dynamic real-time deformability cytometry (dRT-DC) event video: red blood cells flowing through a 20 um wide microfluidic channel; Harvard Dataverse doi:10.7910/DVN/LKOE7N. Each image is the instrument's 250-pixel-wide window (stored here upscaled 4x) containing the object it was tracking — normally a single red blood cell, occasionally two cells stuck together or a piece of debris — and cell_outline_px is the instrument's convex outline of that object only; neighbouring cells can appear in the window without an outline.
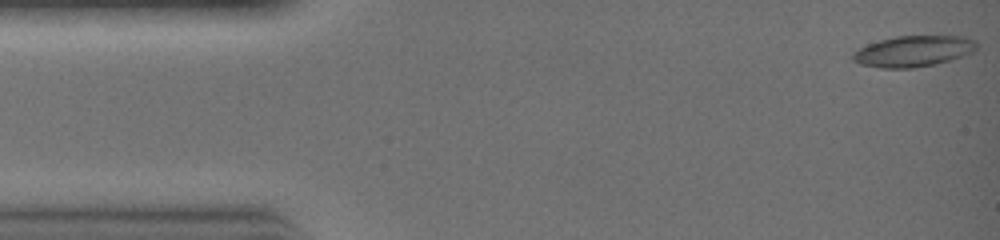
{"species": "common noctule bat (a hibernating species)", "species_latin": "Nyctalus noctula", "temperature_condition": "warm", "stored_images_in_passage": 31, "camera_frame_rate_fps": 3000, "um_per_image_px": 0.085, "animal": {"sex": "female", "body_mass_g": 19.0, "forearm_length_mm": 51.5}, "frame": {"image": 1, "passage_image": 1, "time_ms": 0.0, "image_size_px": [1000, 240], "cell_outline_px": [[976, 48], [972, 52], [948, 60], [932, 64], [912, 68], [884, 68], [860, 64], [852, 60], [852, 56], [860, 48], [868, 44], [880, 40], [896, 36], [964, 36], [972, 40], [976, 44]], "centroid_in_image_um": [77.61, 4.35], "position_along_channel_um": 7.4, "area_um2": 21.85}}
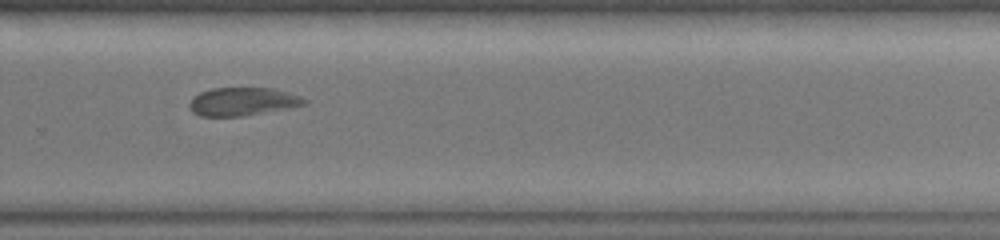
{"frame": {"image": 2, "passage_image": 21, "time_ms": 6.667, "image_size_px": [1000, 240], "cell_outline_px": [[308, 104], [292, 108], [244, 116], [200, 116], [192, 112], [188, 104], [200, 92], [212, 88], [272, 88], [288, 92], [300, 96], [308, 100]], "centroid_in_image_um": [20.68, 8.64], "position_along_channel_um": 309.1, "area_um2": 19.02}}
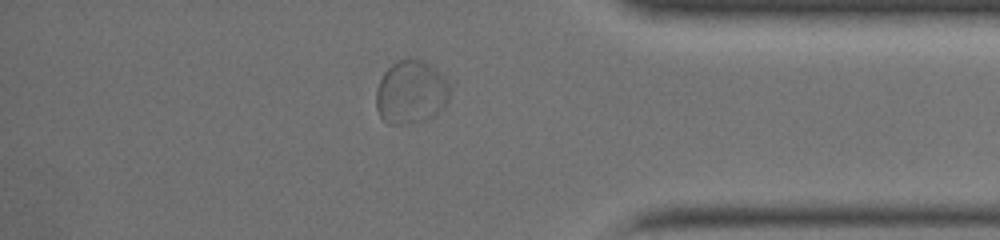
{"frame": {"image": 3, "passage_image": 26, "time_ms": 8.333, "image_size_px": [1000, 240], "cell_outline_px": [[448, 100], [432, 116], [424, 120], [408, 124], [388, 124], [380, 116], [376, 108], [376, 88], [384, 72], [396, 60], [408, 56], [416, 56], [424, 60], [448, 80]], "centroid_in_image_um": [34.89, 7.79], "position_along_channel_um": 400.3, "area_um2": 27.4}}